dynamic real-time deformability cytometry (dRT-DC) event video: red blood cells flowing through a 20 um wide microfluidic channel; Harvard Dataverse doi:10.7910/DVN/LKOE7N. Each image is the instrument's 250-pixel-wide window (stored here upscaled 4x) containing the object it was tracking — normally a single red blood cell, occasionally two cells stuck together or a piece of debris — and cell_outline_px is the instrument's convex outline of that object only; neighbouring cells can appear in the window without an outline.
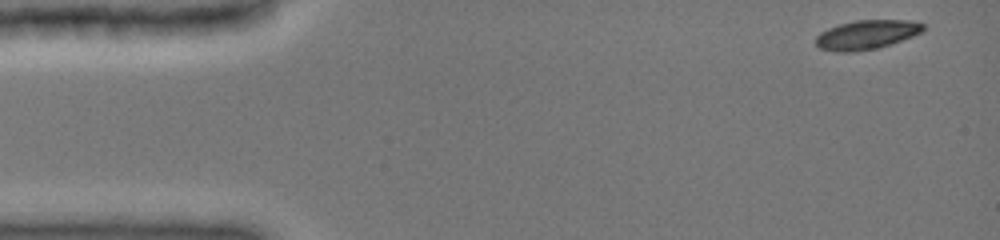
{"species": "common noctule bat (a hibernating species)", "species_latin": "Nyctalus noctula", "temperature_condition": "cold", "stored_images_in_passage": 45, "camera_frame_rate_fps": 3000, "um_per_image_px": 0.085, "animal": {"sex": "female", "body_mass_g": 19.0, "forearm_length_mm": 51.5}, "frame": {"image": 1, "passage_image": 1, "time_ms": 0.0, "image_size_px": [1000, 240], "cell_outline_px": [[924, 32], [876, 48], [852, 52], [836, 52], [820, 48], [816, 44], [816, 36], [820, 32], [828, 28], [840, 24], [856, 20], [912, 20], [924, 24]], "centroid_in_image_um": [73.65, 2.94], "position_along_channel_um": 11.3, "area_um2": 18.15}}
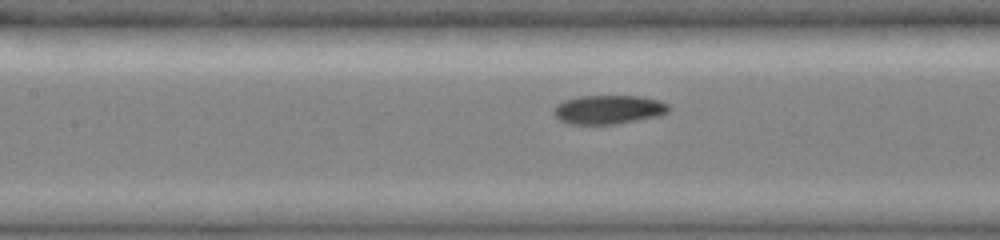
{"frame": {"image": 2, "passage_image": 20, "time_ms": 6.333, "image_size_px": [1000, 240], "cell_outline_px": [[668, 112], [660, 116], [616, 124], [568, 124], [560, 120], [552, 112], [556, 104], [564, 100], [580, 96], [644, 96], [668, 104]], "centroid_in_image_um": [51.7, 9.31], "position_along_channel_um": 155.7, "area_um2": 19.42}}
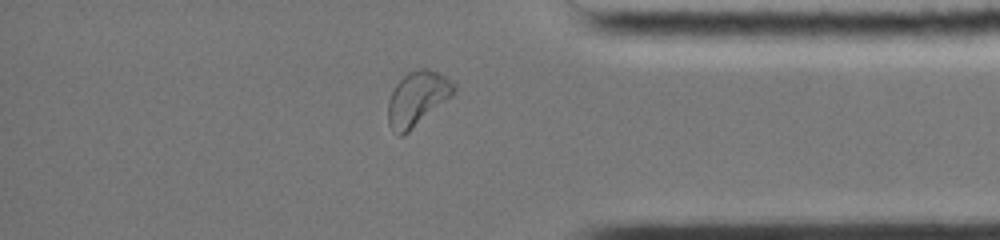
{"frame": {"image": 3, "passage_image": 39, "time_ms": 12.667, "image_size_px": [1000, 240], "cell_outline_px": [[456, 92], [452, 96], [404, 136], [400, 136], [388, 124], [388, 100], [396, 84], [408, 72], [420, 68], [424, 68], [436, 72], [444, 76], [456, 84]], "centroid_in_image_um": [35.48, 8.39], "position_along_channel_um": 399.7, "area_um2": 20.75}, "authors_computed_cell_mechanics": {"area_um2": 19.1896, "velocity_mm_per_s": 3.9568, "shape_relaxation_time_tau1_ms": 4.8786, "shape_relaxation_time_tau2_ms": 3.1385, "deformation_change_tau1": 0.1523, "deformation_change_tau2": 0.0702}}